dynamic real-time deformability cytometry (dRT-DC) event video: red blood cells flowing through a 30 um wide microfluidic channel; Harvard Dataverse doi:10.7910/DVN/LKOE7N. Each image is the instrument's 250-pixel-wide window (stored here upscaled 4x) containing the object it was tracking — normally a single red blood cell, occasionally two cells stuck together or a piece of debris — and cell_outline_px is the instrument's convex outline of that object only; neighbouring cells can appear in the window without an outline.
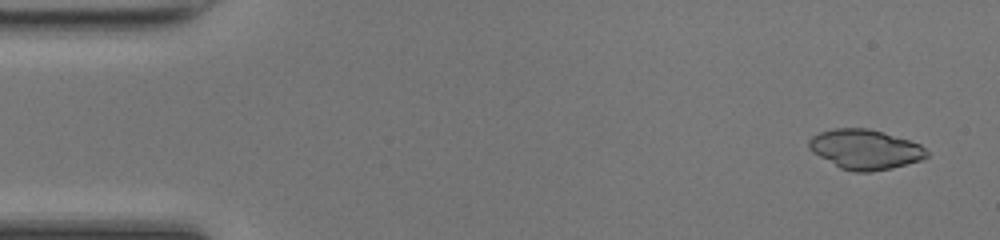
{"species": "common noctule bat (a hibernating species)", "species_latin": "Nyctalus noctula", "temperature_condition": "room temperature", "stored_images_in_passage": 47, "camera_frame_rate_fps": 3000, "um_per_image_px": 0.085, "animal": {"sex": "female", "body_mass_g": 17.0, "forearm_length_mm": 48.0}, "frame": {"image": 1, "passage_image": 2, "time_ms": 0.333, "image_size_px": [1000, 240], "cell_outline_px": [[928, 156], [920, 160], [892, 168], [872, 172], [852, 172], [840, 168], [812, 152], [808, 148], [808, 140], [812, 136], [820, 132], [832, 128], [868, 128], [908, 140], [920, 144], [928, 152]], "centroid_in_image_um": [73.5, 12.7], "position_along_channel_um": 11.5, "area_um2": 27.28}}